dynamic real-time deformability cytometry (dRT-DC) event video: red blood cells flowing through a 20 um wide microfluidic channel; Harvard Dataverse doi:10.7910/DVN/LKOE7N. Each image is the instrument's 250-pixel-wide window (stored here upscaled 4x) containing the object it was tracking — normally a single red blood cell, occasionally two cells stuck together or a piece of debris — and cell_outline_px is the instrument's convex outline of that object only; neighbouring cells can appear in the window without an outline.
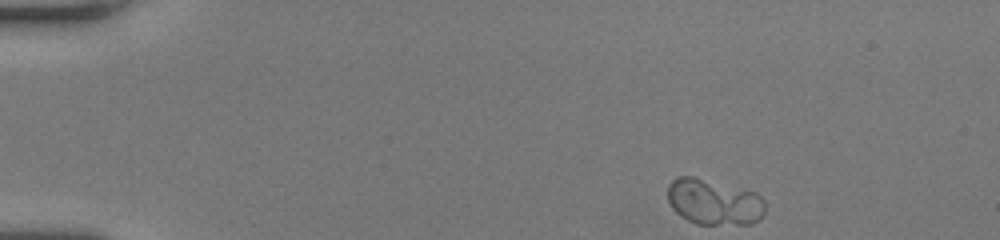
{"species": "human", "species_latin": "Homo sapiens", "temperature_condition": "room temperature", "stored_images_in_passage": 46, "camera_frame_rate_fps": 3000, "um_per_image_px": 0.085, "donor": {"sex": "female"}, "frame": {"image": 1, "passage_image": 1, "time_ms": 0.0, "image_size_px": [1000, 240], "cell_outline_px": [[764, 212], [752, 224], [696, 224], [680, 216], [672, 208], [668, 200], [668, 184], [676, 176], [692, 176], [756, 192], [764, 200]], "centroid_in_image_um": [60.65, 17.16], "position_along_channel_um": 24.3, "area_um2": 25.95}}
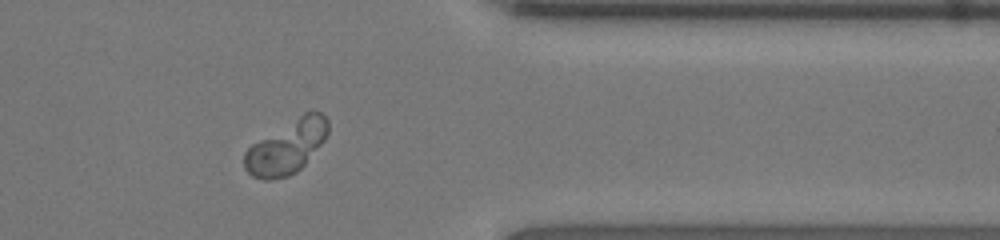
{"frame": {"image": 2, "passage_image": 37, "time_ms": 12.0, "image_size_px": [1000, 240], "cell_outline_px": [[328, 132], [324, 140], [304, 164], [296, 172], [288, 176], [268, 180], [264, 180], [252, 176], [244, 168], [244, 152], [252, 144], [304, 112], [320, 112], [328, 120]], "centroid_in_image_um": [24.35, 12.51], "position_along_channel_um": 387.0, "area_um2": 25.66}}
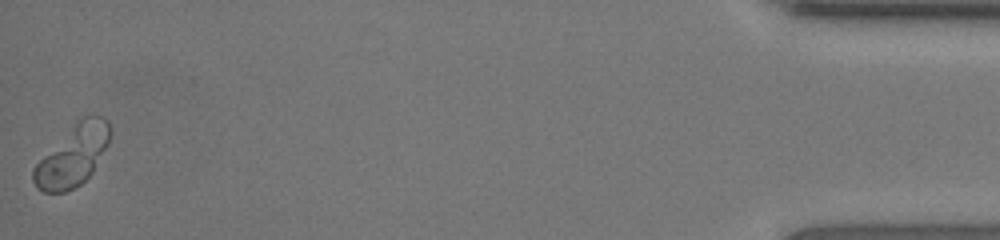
{"frame": {"image": 3, "passage_image": 46, "time_ms": 15.0, "image_size_px": [1000, 240], "cell_outline_px": [[112, 132], [108, 144], [92, 172], [80, 184], [64, 192], [44, 192], [32, 180], [32, 168], [76, 120], [80, 116], [104, 116], [108, 120], [112, 128]], "centroid_in_image_um": [6.22, 13.18], "position_along_channel_um": 429.0, "area_um2": 26.99}}